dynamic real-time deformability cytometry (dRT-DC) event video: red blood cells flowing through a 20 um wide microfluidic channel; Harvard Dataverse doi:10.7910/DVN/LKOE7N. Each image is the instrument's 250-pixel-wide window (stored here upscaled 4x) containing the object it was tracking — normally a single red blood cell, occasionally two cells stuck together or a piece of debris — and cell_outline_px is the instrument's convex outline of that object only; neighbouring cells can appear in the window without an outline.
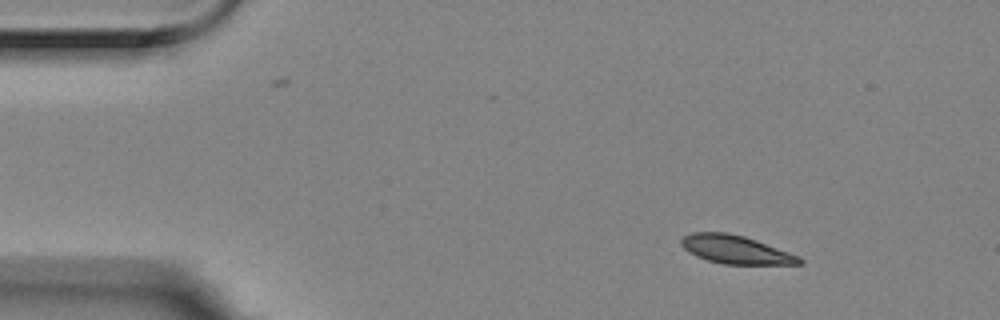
{"species": "Egyptian fruit bat (a non-hibernating species)", "species_latin": "Rousettus aegyptiacus", "temperature_condition": "room temperature", "stored_images_in_passage": 3, "camera_frame_rate_fps": 3000, "um_per_image_px": 0.085, "animal": {"sex": "female"}, "frame": {"image": 1, "passage_image": 2, "time_ms": 0.333, "image_size_px": [1000, 320], "cell_outline_px": [[804, 264], [724, 264], [708, 260], [696, 256], [688, 252], [680, 244], [680, 240], [684, 236], [692, 232], [724, 232], [744, 236], [756, 240], [800, 256], [804, 260]], "centroid_in_image_um": [62.54, 21.21], "position_along_channel_um": 22.5, "area_um2": 19.48}}